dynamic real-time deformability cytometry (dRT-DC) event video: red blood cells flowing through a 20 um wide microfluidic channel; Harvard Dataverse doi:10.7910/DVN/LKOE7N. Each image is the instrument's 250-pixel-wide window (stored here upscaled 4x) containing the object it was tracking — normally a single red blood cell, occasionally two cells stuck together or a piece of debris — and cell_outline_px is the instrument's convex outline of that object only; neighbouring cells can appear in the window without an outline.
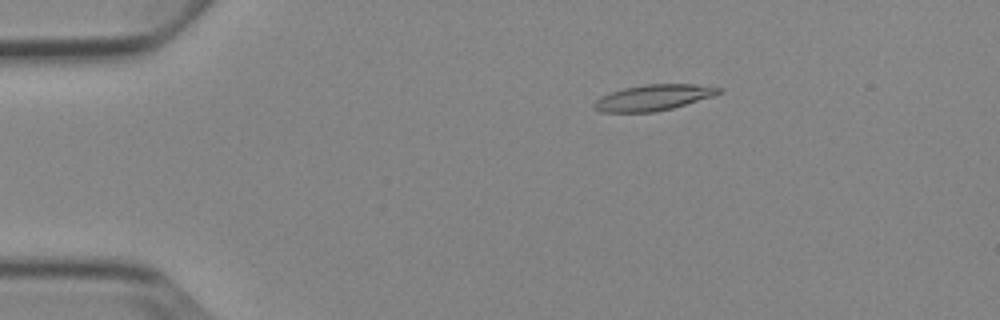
{"species": "Egyptian fruit bat (a non-hibernating species)", "species_latin": "Rousettus aegyptiacus", "temperature_condition": "cold", "stored_images_in_passage": 5, "camera_frame_rate_fps": 3000, "um_per_image_px": 0.085, "animal": {"sex": "female"}, "frame": {"image": 1, "passage_image": 3, "time_ms": 2.333, "image_size_px": [1000, 320], "cell_outline_px": [[720, 92], [712, 96], [672, 108], [652, 112], [600, 112], [592, 108], [592, 104], [600, 96], [624, 88], [644, 84], [692, 84], [720, 88]], "centroid_in_image_um": [55.44, 8.3], "position_along_channel_um": 29.6, "area_um2": 18.55}}